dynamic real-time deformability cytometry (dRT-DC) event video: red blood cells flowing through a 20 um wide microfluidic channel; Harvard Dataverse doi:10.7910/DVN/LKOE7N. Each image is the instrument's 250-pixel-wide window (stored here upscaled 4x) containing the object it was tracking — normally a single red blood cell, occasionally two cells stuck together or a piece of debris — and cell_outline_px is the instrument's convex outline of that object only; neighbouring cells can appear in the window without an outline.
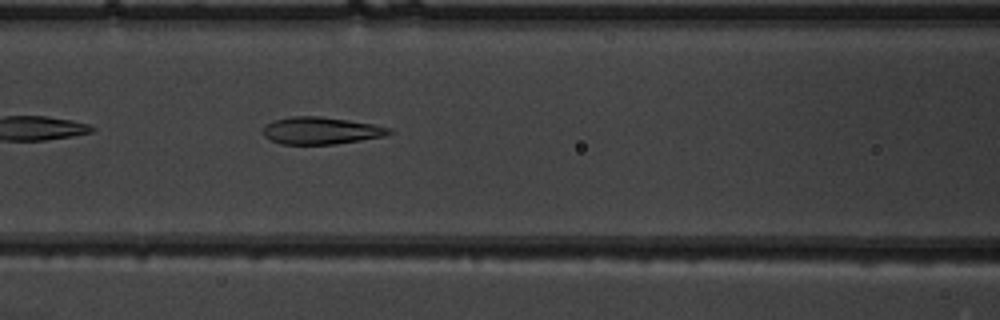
{"species": "common noctule bat (a hibernating species)", "species_latin": "Nyctalus noctula", "temperature_condition": "warm", "stored_images_in_passage": 40, "camera_frame_rate_fps": 3000, "um_per_image_px": 0.085, "animal": {"sex": "male", "body_mass_g": 19.5, "forearm_length_mm": 54.6}, "frame": {"image": 1, "passage_image": 11, "time_ms": 3.333, "image_size_px": [1000, 320], "cell_outline_px": [[392, 132], [384, 136], [336, 144], [280, 144], [264, 136], [264, 128], [268, 124], [276, 120], [292, 116], [320, 116], [348, 120], [372, 124], [392, 128]], "centroid_in_image_um": [27.31, 11.1], "position_along_channel_um": 139.3, "area_um2": 19.71}}
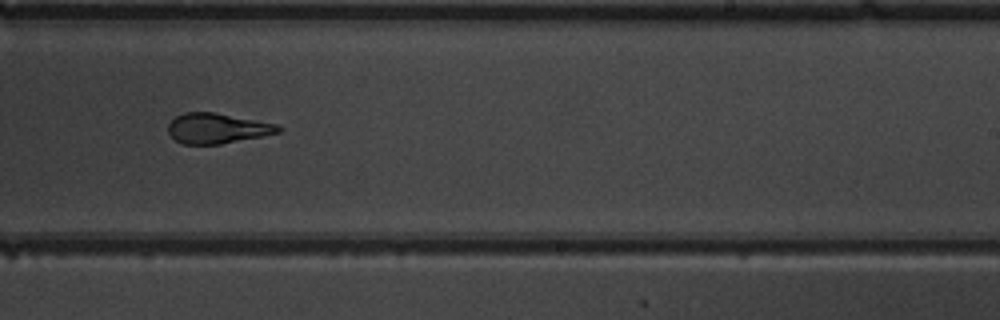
{"frame": {"image": 2, "passage_image": 21, "time_ms": 6.667, "image_size_px": [1000, 320], "cell_outline_px": [[280, 132], [220, 144], [184, 144], [176, 140], [168, 132], [168, 124], [176, 116], [184, 112], [216, 112], [276, 124], [280, 128]], "centroid_in_image_um": [18.42, 10.9], "position_along_channel_um": 270.6, "area_um2": 19.13}}
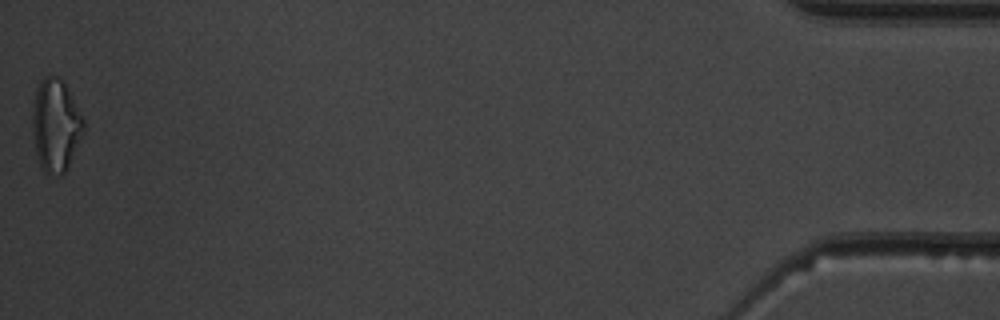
{"frame": {"image": 3, "passage_image": 40, "time_ms": 13.0, "image_size_px": [1000, 320], "cell_outline_px": [[84, 132], [64, 172], [60, 176], [44, 172], [40, 164], [36, 152], [32, 132], [32, 112], [36, 92], [44, 76], [52, 76], [60, 80], [64, 84], [80, 112], [84, 120]], "centroid_in_image_um": [4.72, 10.68], "position_along_channel_um": 430.5, "area_um2": 26.88}, "authors_computed_cell_mechanics": {"area_um2": 19.9699, "velocity_mm_per_s": 3.9451, "shape_relaxation_time_tau1_ms": 4.4452, "shape_relaxation_time_tau2_ms": 1.4653, "deformation_change_tau1": 0.1747, "deformation_change_tau2": 0.0921}}